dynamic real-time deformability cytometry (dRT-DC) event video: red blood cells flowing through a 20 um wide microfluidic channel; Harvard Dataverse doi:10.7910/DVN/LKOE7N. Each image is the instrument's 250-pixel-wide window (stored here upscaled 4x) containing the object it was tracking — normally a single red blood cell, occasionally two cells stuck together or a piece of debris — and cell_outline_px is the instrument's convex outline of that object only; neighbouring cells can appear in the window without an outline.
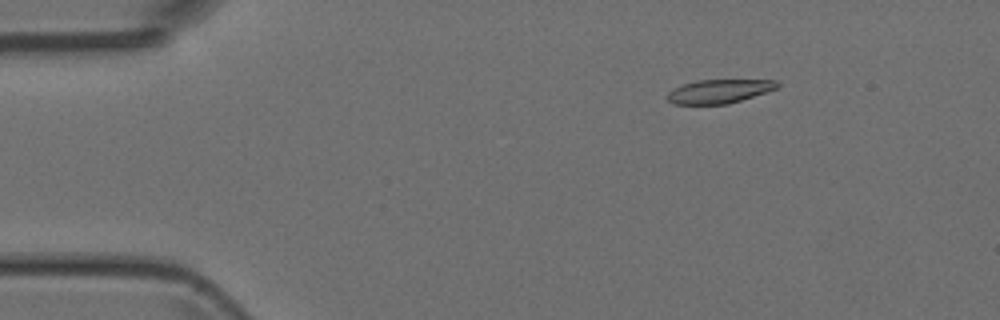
{"species": "Egyptian fruit bat (a non-hibernating species)", "species_latin": "Rousettus aegyptiacus", "temperature_condition": "room temperature", "stored_images_in_passage": 4, "camera_frame_rate_fps": 3000, "um_per_image_px": 0.085, "animal": {"sex": "female"}, "frame": {"image": 1, "passage_image": 2, "time_ms": 2.0, "image_size_px": [1000, 320], "cell_outline_px": [[780, 84], [776, 88], [728, 104], [676, 104], [668, 100], [668, 92], [684, 84], [696, 80], [776, 80]], "centroid_in_image_um": [61.12, 7.75], "position_along_channel_um": 23.9, "area_um2": 14.85}}
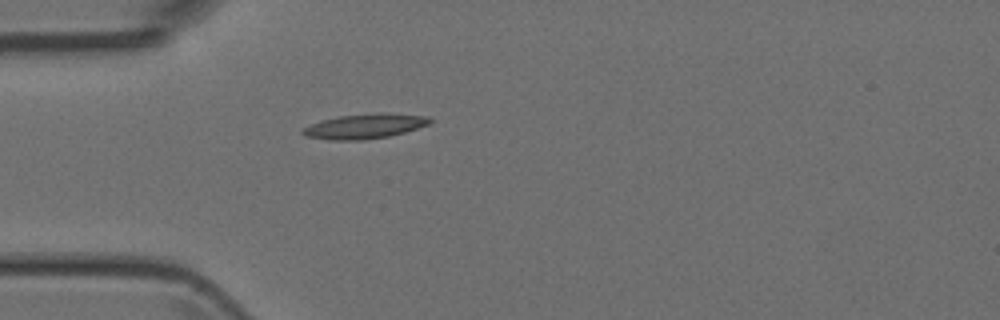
{"frame": {"image": 2, "passage_image": 4, "time_ms": 4.333, "image_size_px": [1000, 320], "cell_outline_px": [[432, 120], [428, 124], [404, 132], [388, 136], [364, 140], [328, 140], [304, 136], [300, 132], [300, 128], [320, 120], [340, 116], [376, 112], [384, 112], [432, 116]], "centroid_in_image_um": [30.96, 10.72], "position_along_channel_um": 54.0, "area_um2": 18.73}}